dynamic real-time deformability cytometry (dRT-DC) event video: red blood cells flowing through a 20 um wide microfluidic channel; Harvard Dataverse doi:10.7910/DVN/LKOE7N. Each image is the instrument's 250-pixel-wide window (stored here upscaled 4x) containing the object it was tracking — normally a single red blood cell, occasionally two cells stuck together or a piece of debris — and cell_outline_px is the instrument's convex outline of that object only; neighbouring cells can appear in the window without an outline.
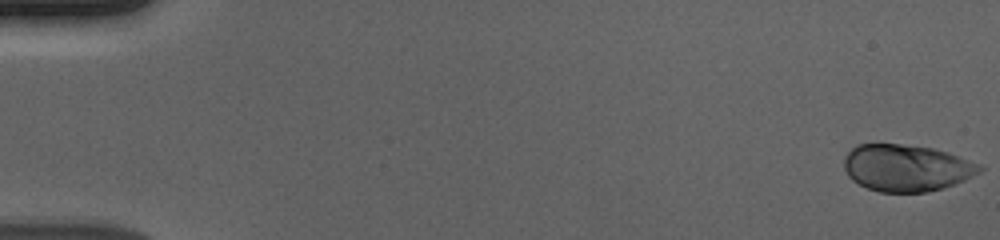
{"species": "human", "species_latin": "Homo sapiens", "temperature_condition": "cold", "stored_images_in_passage": 46, "camera_frame_rate_fps": 3000, "um_per_image_px": 0.085, "donor": {"sex": "male"}, "frame": {"image": 1, "passage_image": 1, "time_ms": 0.0, "image_size_px": [1000, 240], "cell_outline_px": [[984, 168], [980, 172], [964, 180], [928, 192], [880, 192], [868, 188], [852, 180], [848, 176], [844, 168], [844, 156], [856, 144], [900, 144], [932, 148], [948, 152], [980, 164]], "centroid_in_image_um": [77.03, 14.26], "position_along_channel_um": 8.0, "area_um2": 36.88}}
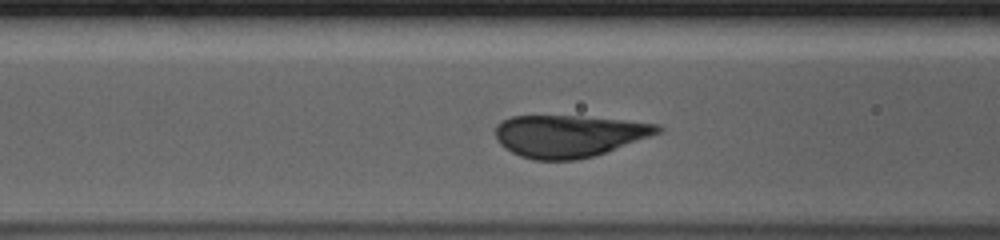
{"frame": {"image": 2, "passage_image": 23, "time_ms": 7.333, "image_size_px": [1000, 240], "cell_outline_px": [[664, 128], [660, 132], [604, 152], [592, 156], [576, 160], [532, 160], [520, 156], [504, 148], [500, 144], [496, 136], [496, 124], [512, 116], [580, 116], [624, 120], [660, 124]], "centroid_in_image_um": [48.33, 11.55], "position_along_channel_um": 118.3, "area_um2": 39.48}}
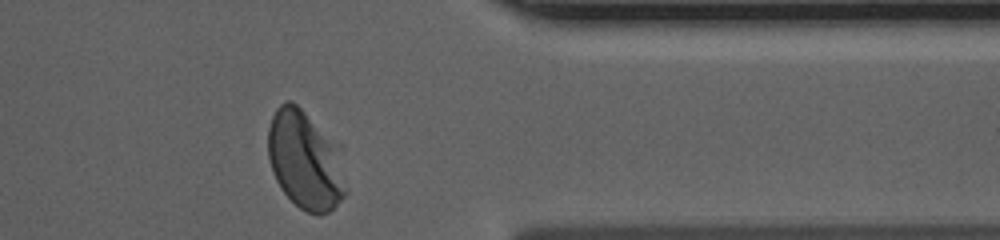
{"frame": {"image": 3, "passage_image": 46, "time_ms": 15.0, "image_size_px": [1000, 240], "cell_outline_px": [[348, 192], [328, 212], [320, 216], [316, 216], [300, 208], [280, 188], [276, 180], [268, 160], [268, 128], [272, 116], [276, 108], [284, 100], [292, 100], [304, 112], [328, 144], [348, 188]], "centroid_in_image_um": [25.8, 13.7], "position_along_channel_um": 385.6, "area_um2": 42.14}, "authors_computed_cell_mechanics": {"area_um2": 40.3444, "velocity_mm_per_s": 3.634, "shape_relaxation_time_tau1_ms": 1.9782, "shape_relaxation_time_tau2_ms": null, "deformation_change_tau1": 0.1214, "deformation_change_tau2": null}}